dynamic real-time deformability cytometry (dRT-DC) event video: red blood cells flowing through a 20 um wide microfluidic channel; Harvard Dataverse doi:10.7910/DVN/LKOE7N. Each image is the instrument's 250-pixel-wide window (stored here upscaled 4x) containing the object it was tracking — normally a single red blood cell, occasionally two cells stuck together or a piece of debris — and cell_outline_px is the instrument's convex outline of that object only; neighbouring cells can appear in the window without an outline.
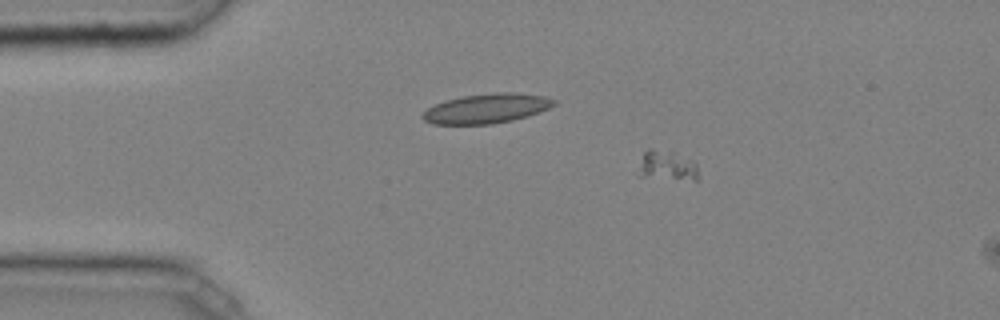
{"species": "common noctule bat (a hibernating species)", "species_latin": "Nyctalus noctula", "temperature_condition": "cold", "stored_images_in_passage": 11, "camera_frame_rate_fps": 3000, "um_per_image_px": 0.085, "animal": {"sex": "male", "body_mass_g": 20.4}, "frame": {"image": 1, "passage_image": 9, "time_ms": 2.667, "image_size_px": [1000, 320], "cell_outline_px": [[700, 176], [696, 180], [640, 176], [644, 152], [648, 148], [652, 148], [672, 152], [692, 160], [696, 164]], "centroid_in_image_um": [56.78, 14.07], "position_along_channel_um": 28.2, "area_um2": 10.0}}